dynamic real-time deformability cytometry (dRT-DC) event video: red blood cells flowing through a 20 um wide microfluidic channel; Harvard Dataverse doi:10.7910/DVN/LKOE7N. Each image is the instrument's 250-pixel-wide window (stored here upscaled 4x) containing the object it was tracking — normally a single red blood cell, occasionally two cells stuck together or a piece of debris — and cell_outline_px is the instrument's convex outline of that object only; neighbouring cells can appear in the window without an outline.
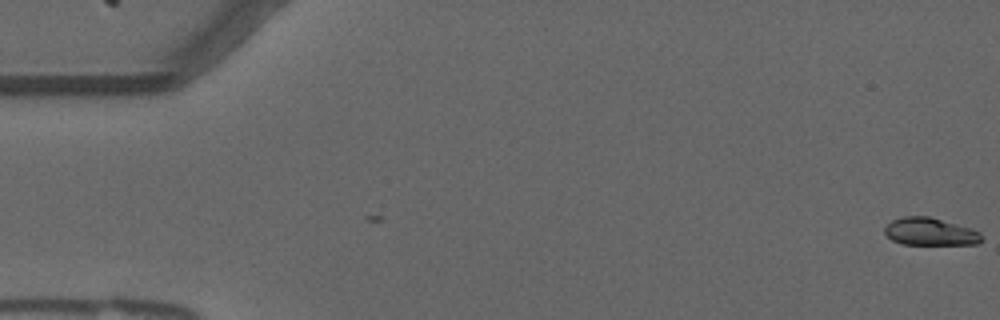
{"species": "common noctule bat (a hibernating species)", "species_latin": "Nyctalus noctula", "temperature_condition": "warm", "stored_images_in_passage": 55, "camera_frame_rate_fps": 3000, "um_per_image_px": 0.085, "animal": {"sex": "male", "forearm_length_mm": 52.5}, "frame": {"image": 1, "passage_image": 1, "time_ms": 0.0, "image_size_px": [1000, 320], "cell_outline_px": [[980, 240], [976, 244], [904, 244], [892, 240], [884, 232], [884, 228], [892, 220], [904, 216], [928, 216], [972, 228], [980, 232]], "centroid_in_image_um": [79.04, 19.68], "position_along_channel_um": 6.0, "area_um2": 15.37}}
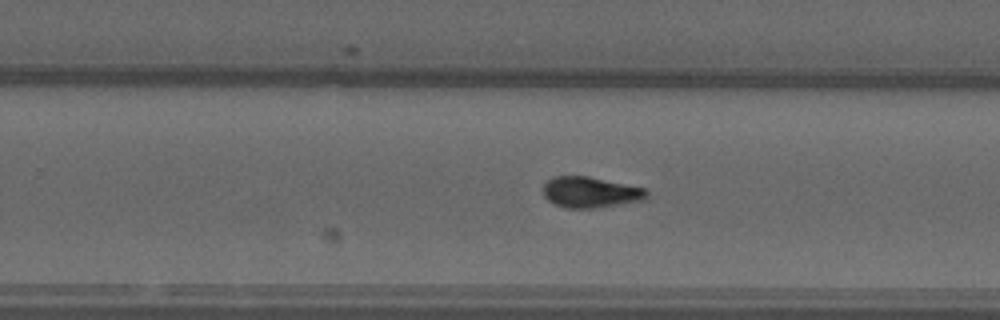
{"frame": {"image": 2, "passage_image": 35, "time_ms": 11.333, "image_size_px": [1000, 320], "cell_outline_px": [[648, 196], [644, 200], [596, 208], [564, 208], [548, 200], [544, 196], [544, 184], [548, 180], [556, 176], [588, 176], [648, 188]], "centroid_in_image_um": [50.23, 16.34], "position_along_channel_um": 279.6, "area_um2": 18.73}}
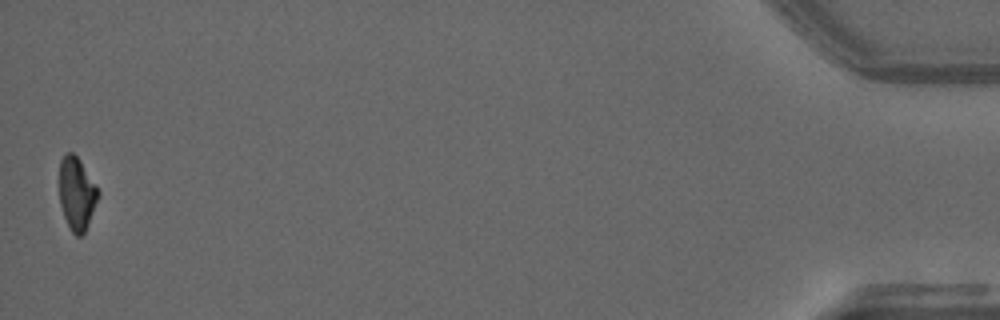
{"frame": {"image": 3, "passage_image": 55, "time_ms": 18.0, "image_size_px": [1000, 320], "cell_outline_px": [[100, 192], [84, 232], [80, 236], [76, 236], [72, 232], [64, 216], [60, 204], [60, 160], [68, 152], [72, 152], [80, 160]], "centroid_in_image_um": [6.51, 16.44], "position_along_channel_um": 428.7, "area_um2": 16.01}, "authors_computed_cell_mechanics": {"area_um2": 17.7446, "velocity_mm_per_s": 3.7276, "shape_relaxation_time_tau1_ms": 4.362, "shape_relaxation_time_tau2_ms": null, "deformation_change_tau1": 0.1604, "deformation_change_tau2": null}}